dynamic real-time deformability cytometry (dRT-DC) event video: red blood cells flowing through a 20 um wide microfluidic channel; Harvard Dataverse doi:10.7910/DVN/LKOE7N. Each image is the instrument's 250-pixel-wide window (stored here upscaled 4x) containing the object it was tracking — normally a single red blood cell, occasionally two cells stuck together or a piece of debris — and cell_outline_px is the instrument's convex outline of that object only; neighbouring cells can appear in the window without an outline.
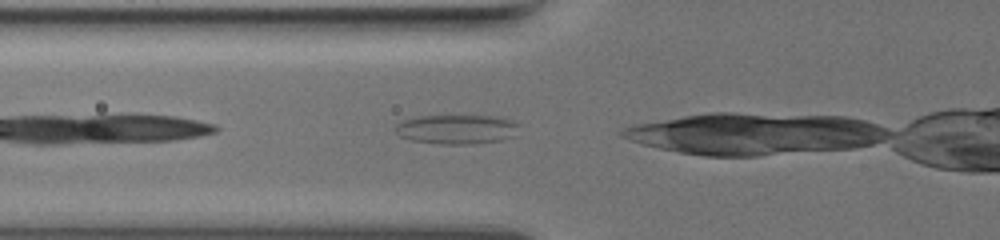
{"species": "common noctule bat (a hibernating species)", "species_latin": "Nyctalus noctula", "temperature_condition": "warm", "stored_images_in_passage": 11, "camera_frame_rate_fps": 3000, "um_per_image_px": 0.085, "animal": {"sex": "female", "body_mass_g": 19.5, "forearm_length_mm": 54.1}, "frame": {"image": 1, "passage_image": 2, "time_ms": 0.333, "image_size_px": [1000, 240], "cell_outline_px": [[516, 124], [512, 136], [504, 140], [472, 144], [440, 144], [412, 140], [400, 136], [396, 132], [396, 124], [404, 120], [416, 116], [500, 116]], "centroid_in_image_um": [38.76, 10.99], "position_along_channel_um": 87.0, "area_um2": 20.87}}
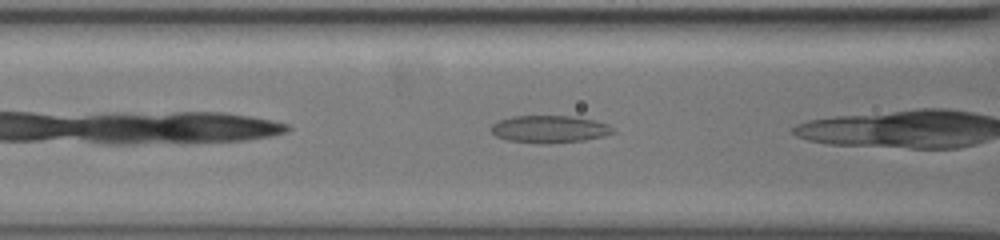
{"frame": {"image": 2, "passage_image": 5, "time_ms": 1.333, "image_size_px": [1000, 240], "cell_outline_px": [[616, 132], [604, 136], [584, 140], [548, 144], [540, 144], [508, 140], [496, 136], [492, 132], [492, 124], [500, 120], [512, 116], [568, 116], [592, 120], [608, 124]], "centroid_in_image_um": [46.71, 10.99], "position_along_channel_um": 119.9, "area_um2": 19.31}}